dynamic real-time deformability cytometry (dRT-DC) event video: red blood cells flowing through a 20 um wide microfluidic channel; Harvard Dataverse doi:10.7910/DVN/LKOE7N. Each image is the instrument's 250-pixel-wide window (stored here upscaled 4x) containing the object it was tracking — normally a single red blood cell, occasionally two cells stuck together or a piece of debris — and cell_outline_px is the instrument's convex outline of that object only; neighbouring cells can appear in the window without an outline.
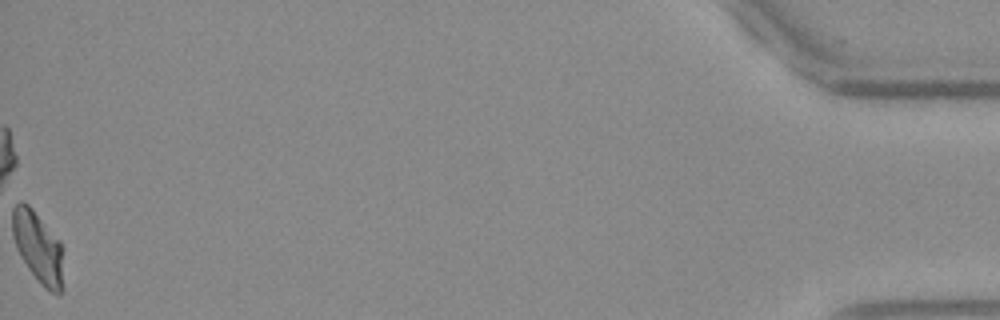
{"species": "Egyptian fruit bat (a non-hibernating species)", "species_latin": "Rousettus aegyptiacus", "temperature_condition": "warm", "stored_images_in_passage": 53, "camera_frame_rate_fps": 3000, "um_per_image_px": 0.085, "frame": {"image": 1, "passage_image": 53, "time_ms": 17.333, "image_size_px": [1000, 320], "cell_outline_px": [[64, 288], [60, 296], [44, 288], [40, 284], [28, 268], [20, 256], [16, 248], [12, 236], [12, 208], [20, 200], [28, 204], [32, 208], [60, 240]], "centroid_in_image_um": [3.23, 21.03], "position_along_channel_um": 432.0, "area_um2": 21.44}}